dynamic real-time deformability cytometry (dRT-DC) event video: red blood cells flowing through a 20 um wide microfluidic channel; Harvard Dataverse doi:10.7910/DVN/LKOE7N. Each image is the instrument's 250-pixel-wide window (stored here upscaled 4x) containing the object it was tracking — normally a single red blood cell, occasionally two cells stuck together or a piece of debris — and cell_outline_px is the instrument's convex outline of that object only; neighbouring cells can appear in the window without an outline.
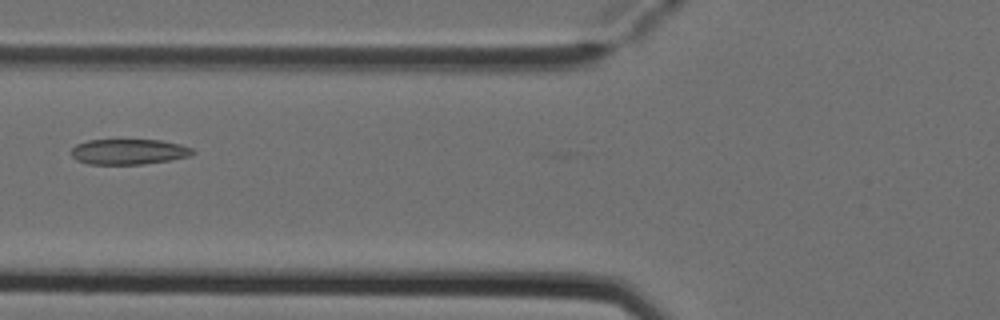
{"species": "Egyptian fruit bat (a non-hibernating species)", "species_latin": "Rousettus aegyptiacus", "temperature_condition": "cold", "stored_images_in_passage": 8, "camera_frame_rate_fps": 3000, "um_per_image_px": 0.085, "animal": {"sex": "female"}, "frame": {"image": 1, "passage_image": 7, "time_ms": 2.0, "image_size_px": [1000, 320], "cell_outline_px": [[196, 152], [188, 156], [168, 160], [144, 164], [88, 164], [76, 160], [72, 156], [72, 148], [76, 144], [88, 140], [160, 140], [180, 144], [192, 148]], "centroid_in_image_um": [10.92, 12.89], "position_along_channel_um": 114.9, "area_um2": 17.92}}